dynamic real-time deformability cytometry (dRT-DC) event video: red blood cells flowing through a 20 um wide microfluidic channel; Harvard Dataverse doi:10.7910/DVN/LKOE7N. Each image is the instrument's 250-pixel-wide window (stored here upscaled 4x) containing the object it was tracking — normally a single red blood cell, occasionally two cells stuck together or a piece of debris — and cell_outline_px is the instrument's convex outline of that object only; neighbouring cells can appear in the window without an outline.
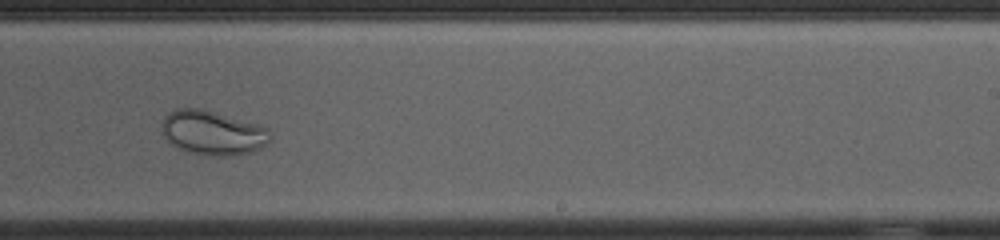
{"species": "common noctule bat (a hibernating species)", "species_latin": "Nyctalus noctula", "temperature_condition": "cold", "stored_images_in_passage": 37, "camera_frame_rate_fps": 3000, "um_per_image_px": 0.085, "animal": {"sex": "female", "body_mass_g": 23.0, "forearm_length_mm": 53.4}, "frame": {"image": 1, "passage_image": 22, "time_ms": 7.0, "image_size_px": [1000, 240], "cell_outline_px": [[272, 136], [260, 148], [252, 152], [232, 156], [212, 156], [188, 152], [172, 144], [164, 136], [164, 116], [168, 112], [176, 108], [200, 108], [260, 124], [268, 128], [272, 132]], "centroid_in_image_um": [18.13, 11.28], "position_along_channel_um": 270.9, "area_um2": 27.98}}